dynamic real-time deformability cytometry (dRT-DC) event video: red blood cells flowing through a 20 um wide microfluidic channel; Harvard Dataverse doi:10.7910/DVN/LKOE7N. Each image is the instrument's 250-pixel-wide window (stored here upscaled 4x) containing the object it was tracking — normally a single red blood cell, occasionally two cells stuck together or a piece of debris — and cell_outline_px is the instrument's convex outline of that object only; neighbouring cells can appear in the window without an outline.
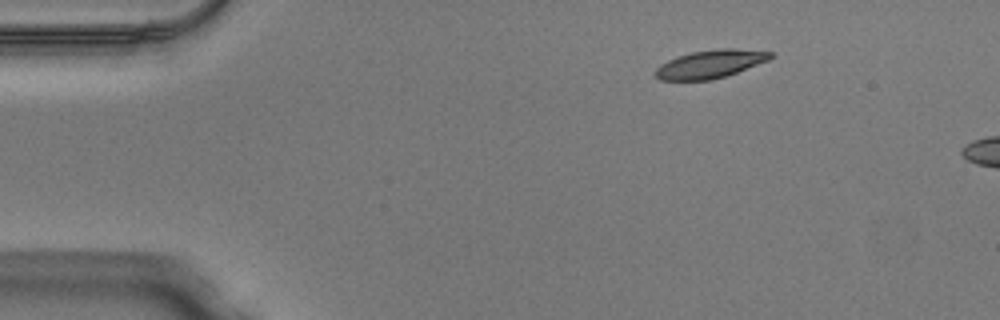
{"species": "Egyptian fruit bat (a non-hibernating species)", "species_latin": "Rousettus aegyptiacus", "temperature_condition": "warm", "stored_images_in_passage": 5, "camera_frame_rate_fps": 3000, "um_per_image_px": 0.085, "animal": {"sex": "male"}, "frame": {"image": 1, "passage_image": 1, "time_ms": 0.0, "image_size_px": [1000, 320], "cell_outline_px": [[772, 56], [768, 60], [736, 72], [712, 80], [660, 80], [652, 72], [660, 64], [676, 56], [692, 52], [716, 48], [736, 48], [772, 52]], "centroid_in_image_um": [60.32, 5.43], "position_along_channel_um": 24.7, "area_um2": 18.84}}